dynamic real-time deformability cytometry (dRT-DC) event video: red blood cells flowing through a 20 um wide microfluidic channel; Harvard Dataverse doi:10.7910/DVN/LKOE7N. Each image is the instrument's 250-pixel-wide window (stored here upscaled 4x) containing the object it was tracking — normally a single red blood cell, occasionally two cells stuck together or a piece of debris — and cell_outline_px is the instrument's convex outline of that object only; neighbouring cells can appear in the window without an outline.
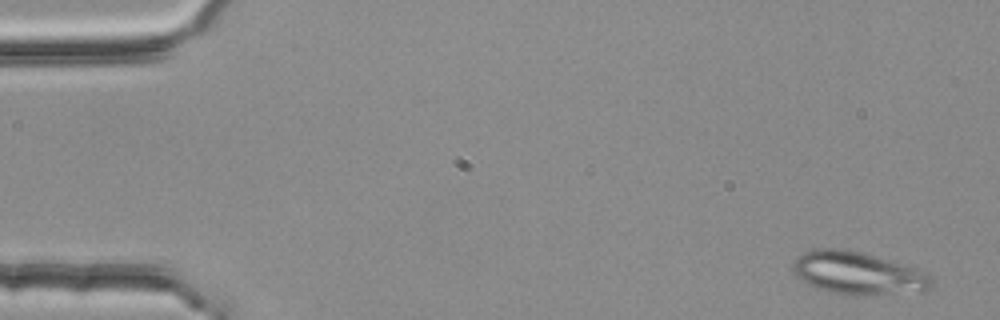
{"species": "common noctule bat (a hibernating species)", "species_latin": "Nyctalus noctula", "temperature_condition": "room temperature", "stored_images_in_passage": 7, "segment_of_instrument_passage": [1, 2], "camera_frame_rate_fps": 3000, "um_per_image_px": 0.085, "animal": {"sex": "female", "body_mass_g": 25.1}, "frame": {"image": 1, "passage_image": 1, "time_ms": 0.0, "image_size_px": [1000, 320], "cell_outline_px": [[932, 288], [924, 292], [860, 296], [844, 296], [828, 292], [816, 288], [800, 280], [792, 272], [792, 268], [796, 260], [804, 252], [816, 248], [844, 248], [876, 256], [916, 268], [928, 276], [932, 280]], "centroid_in_image_um": [72.91, 23.25], "position_along_channel_um": 12.1, "area_um2": 34.97}}